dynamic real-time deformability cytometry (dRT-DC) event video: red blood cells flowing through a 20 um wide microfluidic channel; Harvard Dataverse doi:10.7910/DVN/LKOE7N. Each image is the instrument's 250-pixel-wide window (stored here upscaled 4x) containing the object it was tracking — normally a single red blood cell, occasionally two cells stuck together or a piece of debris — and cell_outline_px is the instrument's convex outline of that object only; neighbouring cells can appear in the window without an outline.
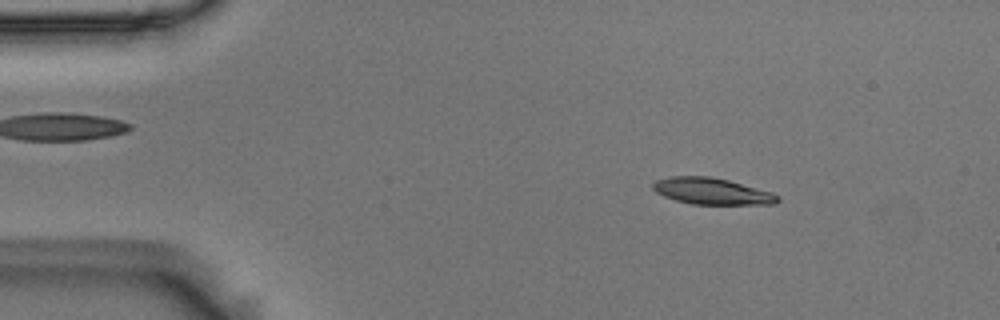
{"species": "Egyptian fruit bat (a non-hibernating species)", "species_latin": "Rousettus aegyptiacus", "temperature_condition": "room temperature", "stored_images_in_passage": 53, "camera_frame_rate_fps": 3000, "um_per_image_px": 0.085, "animal": {"sex": "male"}, "frame": {"image": 1, "passage_image": 7, "time_ms": 2.0, "image_size_px": [1000, 320], "cell_outline_px": [[780, 200], [776, 204], [692, 204], [676, 200], [664, 196], [656, 192], [652, 188], [652, 184], [656, 180], [672, 176], [712, 176], [728, 180], [772, 192], [780, 196]], "centroid_in_image_um": [60.52, 16.25], "position_along_channel_um": 24.5, "area_um2": 19.25}}
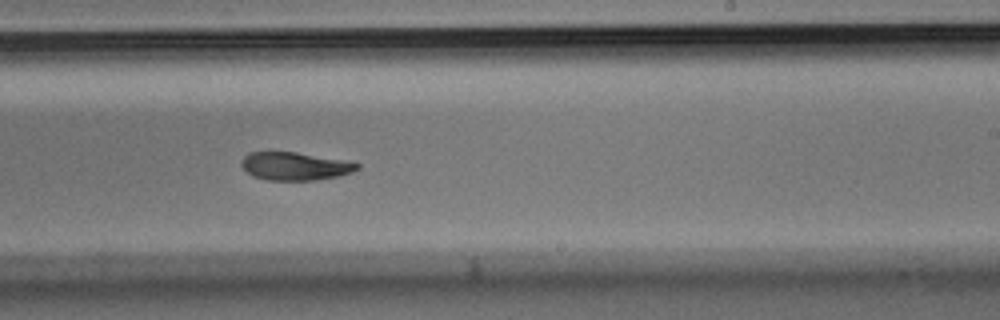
{"frame": {"image": 2, "passage_image": 32, "time_ms": 10.333, "image_size_px": [1000, 320], "cell_outline_px": [[360, 168], [352, 172], [340, 176], [312, 180], [268, 180], [252, 176], [240, 164], [240, 160], [248, 152], [296, 152], [340, 160], [360, 164]], "centroid_in_image_um": [25.03, 14.13], "position_along_channel_um": 264.0, "area_um2": 18.73}}
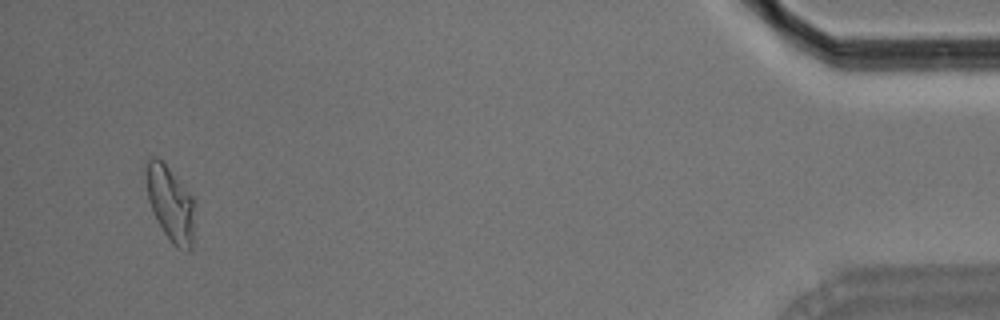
{"frame": {"image": 3, "passage_image": 51, "time_ms": 16.667, "image_size_px": [1000, 320], "cell_outline_px": [[196, 200], [192, 248], [188, 252], [184, 252], [176, 248], [172, 244], [156, 220], [152, 212], [148, 200], [140, 168], [148, 156], [156, 156], [164, 160]], "centroid_in_image_um": [14.43, 17.2], "position_along_channel_um": 420.8, "area_um2": 23.06}, "authors_computed_cell_mechanics": {"area_um2": 19.941, "velocity_mm_per_s": 3.6932, "shape_relaxation_time_tau1_ms": 4.5121, "shape_relaxation_time_tau2_ms": 4.5761, "deformation_change_tau1": 0.1683, "deformation_change_tau2": 0.105}}